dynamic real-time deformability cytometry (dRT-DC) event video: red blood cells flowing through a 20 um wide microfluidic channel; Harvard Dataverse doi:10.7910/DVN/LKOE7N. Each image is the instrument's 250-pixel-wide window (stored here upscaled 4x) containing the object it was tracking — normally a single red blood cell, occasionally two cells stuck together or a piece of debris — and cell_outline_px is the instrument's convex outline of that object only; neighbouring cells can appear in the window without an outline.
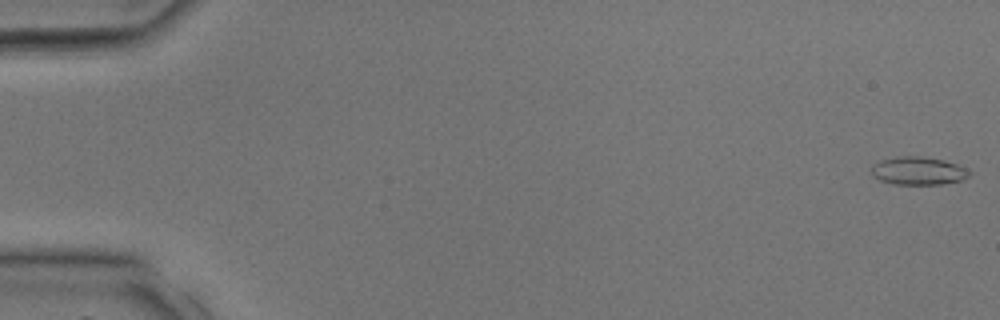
{"species": "common noctule bat (a hibernating species)", "species_latin": "Nyctalus noctula", "temperature_condition": "room temperature", "stored_images_in_passage": 16, "camera_frame_rate_fps": 3000, "um_per_image_px": 0.085, "animal": {"sex": "male", "body_mass_g": 17.9, "forearm_length_mm": 54.2}, "frame": {"image": 1, "passage_image": 1, "time_ms": 0.0, "image_size_px": [1000, 320], "cell_outline_px": [[972, 172], [964, 180], [944, 184], [892, 184], [880, 180], [872, 176], [872, 164], [880, 160], [896, 156], [920, 156], [944, 160], [956, 164]], "centroid_in_image_um": [78.03, 14.52], "position_along_channel_um": 7.0, "area_um2": 16.13}}
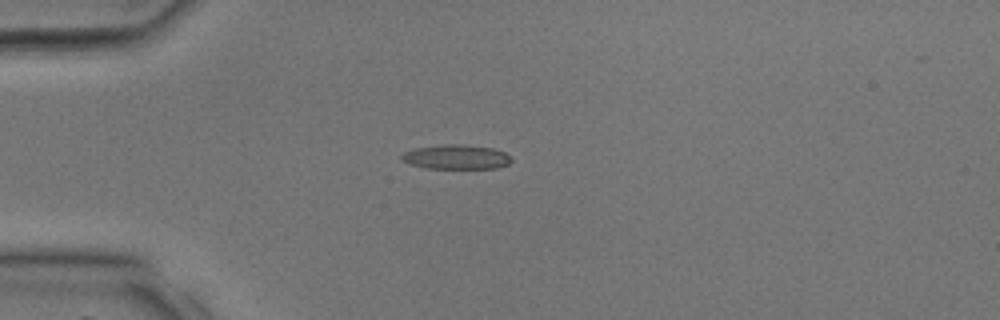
{"frame": {"image": 2, "passage_image": 11, "time_ms": 3.333, "image_size_px": [1000, 320], "cell_outline_px": [[512, 160], [508, 164], [496, 168], [428, 168], [412, 164], [404, 160], [400, 156], [404, 152], [412, 148], [444, 144], [464, 144], [492, 148], [504, 152]], "centroid_in_image_um": [38.77, 13.33], "position_along_channel_um": 46.2, "area_um2": 15.49}}
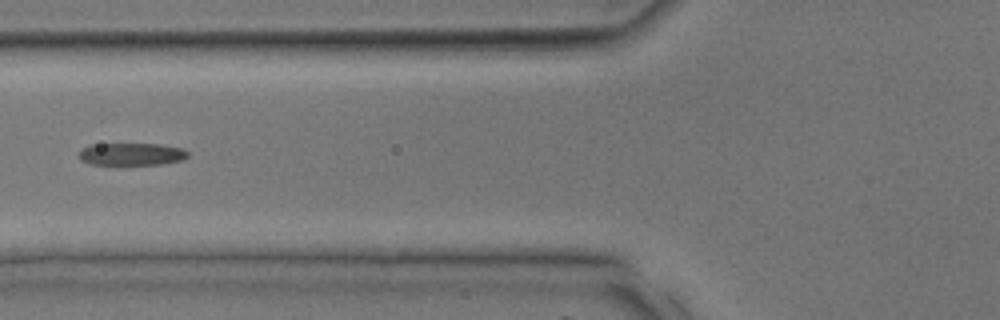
{"frame": {"image": 3, "passage_image": 16, "time_ms": 5.0, "image_size_px": [1000, 320], "cell_outline_px": [[188, 156], [184, 160], [160, 164], [88, 164], [80, 160], [80, 152], [88, 144], [160, 144], [180, 148], [188, 152]], "centroid_in_image_um": [11.18, 13.1], "position_along_channel_um": 114.6, "area_um2": 14.1}}